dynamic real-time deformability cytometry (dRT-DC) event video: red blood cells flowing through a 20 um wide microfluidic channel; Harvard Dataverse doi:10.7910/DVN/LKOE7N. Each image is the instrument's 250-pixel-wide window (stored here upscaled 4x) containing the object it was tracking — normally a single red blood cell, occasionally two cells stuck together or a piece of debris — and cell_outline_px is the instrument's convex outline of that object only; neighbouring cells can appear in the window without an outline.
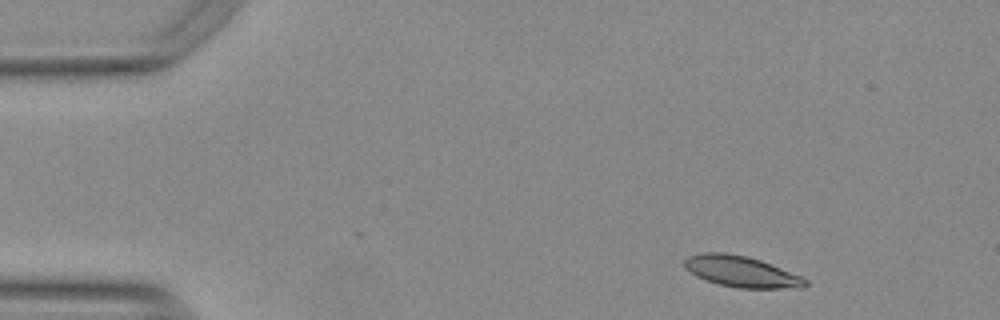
{"species": "Egyptian fruit bat (a non-hibernating species)", "species_latin": "Rousettus aegyptiacus", "temperature_condition": "warm", "stored_images_in_passage": 48, "camera_frame_rate_fps": 3000, "um_per_image_px": 0.085, "animal": {"sex": "female"}, "frame": {"image": 1, "passage_image": 1, "time_ms": 0.0, "image_size_px": [1000, 320], "cell_outline_px": [[808, 284], [804, 288], [740, 288], [720, 284], [696, 276], [684, 268], [684, 260], [688, 256], [700, 252], [724, 252], [748, 256], [760, 260], [800, 276], [808, 280]], "centroid_in_image_um": [62.99, 23.07], "position_along_channel_um": 22.0, "area_um2": 21.79}}
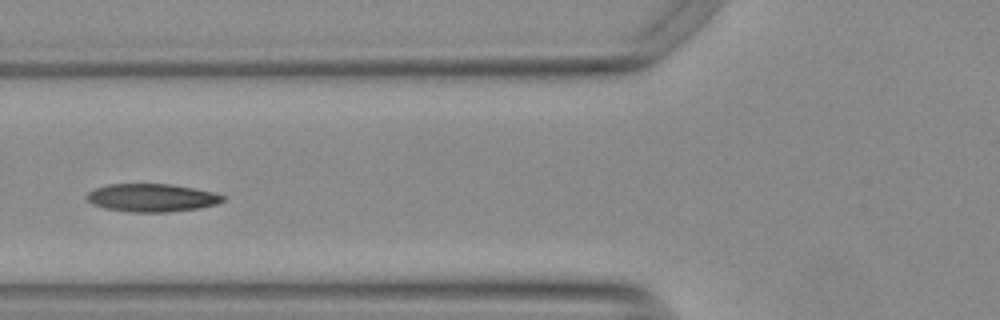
{"frame": {"image": 2, "passage_image": 15, "time_ms": 4.667, "image_size_px": [1000, 320], "cell_outline_px": [[224, 200], [216, 204], [200, 208], [168, 212], [132, 212], [104, 208], [92, 204], [84, 196], [88, 192], [96, 188], [108, 184], [172, 184], [212, 192], [224, 196]], "centroid_in_image_um": [12.87, 16.81], "position_along_channel_um": 112.9, "area_um2": 22.14}}
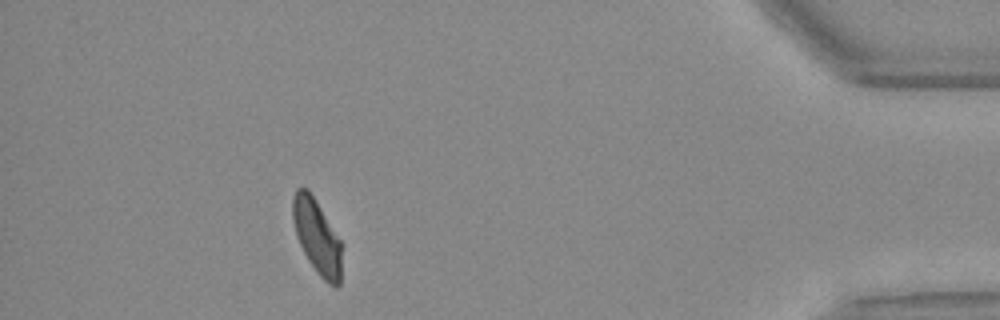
{"frame": {"image": 3, "passage_image": 43, "time_ms": 14.0, "image_size_px": [1000, 320], "cell_outline_px": [[340, 284], [336, 288], [328, 284], [316, 272], [308, 260], [300, 244], [296, 232], [292, 216], [292, 196], [296, 188], [308, 188], [340, 240]], "centroid_in_image_um": [26.91, 20.11], "position_along_channel_um": 408.3, "area_um2": 20.87}, "authors_computed_cell_mechanics": {"area_um2": 21.9929, "velocity_mm_per_s": 3.7532, "shape_relaxation_time_tau1_ms": 6.4261, "shape_relaxation_time_tau2_ms": 2.6759, "deformation_change_tau1": 0.177, "deformation_change_tau2": 0.088}}